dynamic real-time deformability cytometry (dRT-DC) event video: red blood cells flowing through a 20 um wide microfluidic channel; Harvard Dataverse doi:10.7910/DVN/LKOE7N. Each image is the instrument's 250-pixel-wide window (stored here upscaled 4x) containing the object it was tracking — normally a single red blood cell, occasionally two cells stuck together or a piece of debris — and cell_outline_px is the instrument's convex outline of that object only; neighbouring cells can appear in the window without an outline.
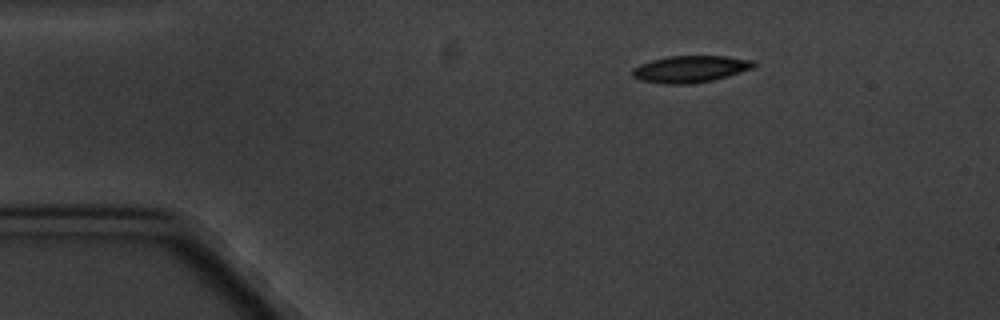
{"species": "common noctule bat (a hibernating species)", "species_latin": "Nyctalus noctula", "temperature_condition": "cold", "stored_images_in_passage": 3, "camera_frame_rate_fps": 3000, "um_per_image_px": 0.085, "animal": {"sex": "male", "body_mass_g": 20.1, "forearm_length_mm": 53.5}, "frame": {"image": 1, "passage_image": 1, "time_ms": 0.0, "image_size_px": [1000, 320], "cell_outline_px": [[756, 64], [752, 68], [728, 76], [712, 80], [692, 84], [664, 84], [640, 80], [632, 76], [632, 68], [640, 64], [652, 60], [668, 56], [724, 56], [756, 60]], "centroid_in_image_um": [58.67, 5.87], "position_along_channel_um": 26.3, "area_um2": 19.02}}